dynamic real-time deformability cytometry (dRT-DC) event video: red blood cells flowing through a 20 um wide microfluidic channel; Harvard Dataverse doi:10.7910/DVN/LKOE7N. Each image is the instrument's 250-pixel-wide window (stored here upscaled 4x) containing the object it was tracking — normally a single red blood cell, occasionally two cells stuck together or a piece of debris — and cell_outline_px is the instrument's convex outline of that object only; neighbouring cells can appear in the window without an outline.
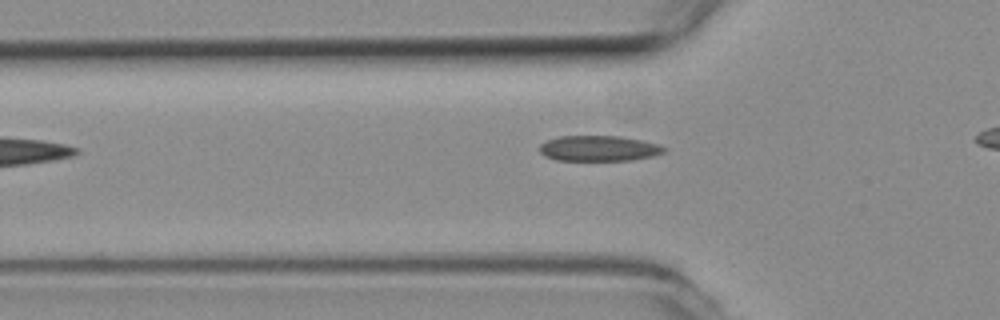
{"species": "common noctule bat (a hibernating species)", "species_latin": "Nyctalus noctula", "temperature_condition": "room temperature", "stored_images_in_passage": 7, "camera_frame_rate_fps": 3000, "um_per_image_px": 0.085, "animal": {"sex": "female", "body_mass_g": 19.3, "forearm_length_mm": 54.1}, "frame": {"image": 1, "passage_image": 5, "time_ms": 1.333, "image_size_px": [1000, 320], "cell_outline_px": [[668, 148], [664, 152], [652, 156], [632, 160], [556, 160], [544, 156], [540, 152], [540, 144], [548, 140], [560, 136], [620, 136], [640, 140], [656, 144]], "centroid_in_image_um": [50.89, 12.61], "position_along_channel_um": 74.9, "area_um2": 18.38}}